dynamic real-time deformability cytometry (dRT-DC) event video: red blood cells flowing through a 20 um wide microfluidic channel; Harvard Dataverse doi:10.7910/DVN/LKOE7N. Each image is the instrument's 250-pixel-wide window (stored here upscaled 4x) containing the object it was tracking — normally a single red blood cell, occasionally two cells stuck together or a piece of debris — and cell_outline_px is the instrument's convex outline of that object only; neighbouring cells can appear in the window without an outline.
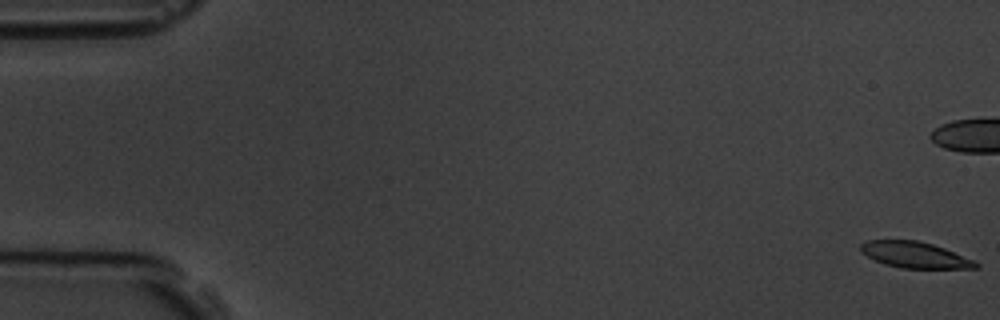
{"species": "common noctule bat (a hibernating species)", "species_latin": "Nyctalus noctula", "temperature_condition": "room temperature", "stored_images_in_passage": 7, "camera_frame_rate_fps": 3000, "um_per_image_px": 0.085, "animal": {"sex": "male", "body_mass_g": 19.5, "forearm_length_mm": 54.6}, "frame": {"image": 1, "passage_image": 1, "time_ms": 0.0, "image_size_px": [1000, 320], "cell_outline_px": [[980, 268], [900, 268], [884, 264], [860, 252], [860, 244], [868, 240], [916, 240], [932, 244], [944, 248], [976, 260], [980, 264]], "centroid_in_image_um": [77.79, 21.67], "position_along_channel_um": 7.2, "area_um2": 17.57}}
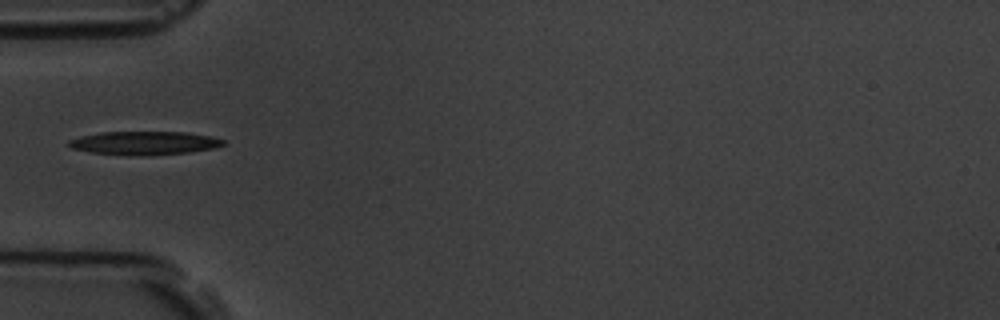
{"frame": {"image": 2, "passage_image": 7, "time_ms": 7.667, "image_size_px": [1000, 320], "cell_outline_px": [[224, 144], [216, 148], [188, 152], [148, 156], [92, 152], [72, 148], [68, 144], [68, 140], [80, 136], [100, 132], [184, 132], [212, 136], [224, 140]], "centroid_in_image_um": [12.3, 12.15], "position_along_channel_um": 72.7, "area_um2": 20.98}}